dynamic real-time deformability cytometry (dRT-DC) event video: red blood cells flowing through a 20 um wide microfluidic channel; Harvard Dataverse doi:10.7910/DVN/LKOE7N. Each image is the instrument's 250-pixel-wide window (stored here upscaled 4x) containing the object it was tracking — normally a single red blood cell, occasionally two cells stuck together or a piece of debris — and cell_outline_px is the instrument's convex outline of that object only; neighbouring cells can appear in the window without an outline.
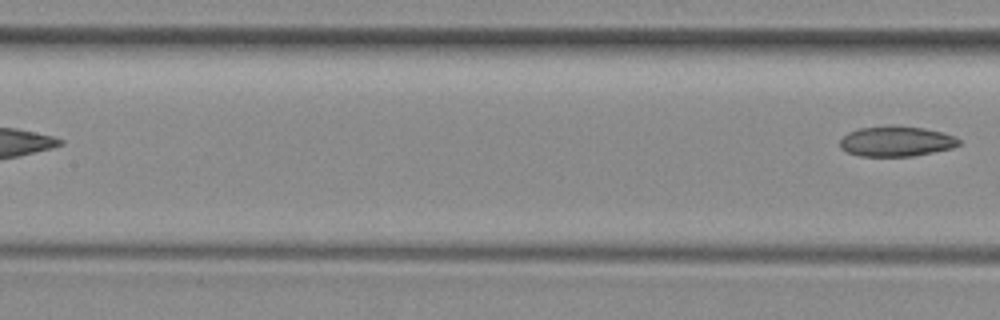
{"species": "common noctule bat (a hibernating species)", "species_latin": "Nyctalus noctula", "temperature_condition": "room temperature", "stored_images_in_passage": 6, "segment_of_instrument_passage": [2, 2], "camera_frame_rate_fps": 3000, "um_per_image_px": 0.085, "animal": {"sex": "female", "body_mass_g": 29.2, "forearm_length_mm": 56.3}, "frame": {"image": 1, "passage_image": 6, "time_ms": 6.0, "image_size_px": [1000, 320], "cell_outline_px": [[960, 144], [952, 148], [912, 156], [860, 156], [848, 152], [840, 148], [840, 140], [848, 132], [860, 128], [924, 128], [956, 136], [960, 140]], "centroid_in_image_um": [76.19, 12.05], "position_along_channel_um": 131.2, "area_um2": 20.17}}